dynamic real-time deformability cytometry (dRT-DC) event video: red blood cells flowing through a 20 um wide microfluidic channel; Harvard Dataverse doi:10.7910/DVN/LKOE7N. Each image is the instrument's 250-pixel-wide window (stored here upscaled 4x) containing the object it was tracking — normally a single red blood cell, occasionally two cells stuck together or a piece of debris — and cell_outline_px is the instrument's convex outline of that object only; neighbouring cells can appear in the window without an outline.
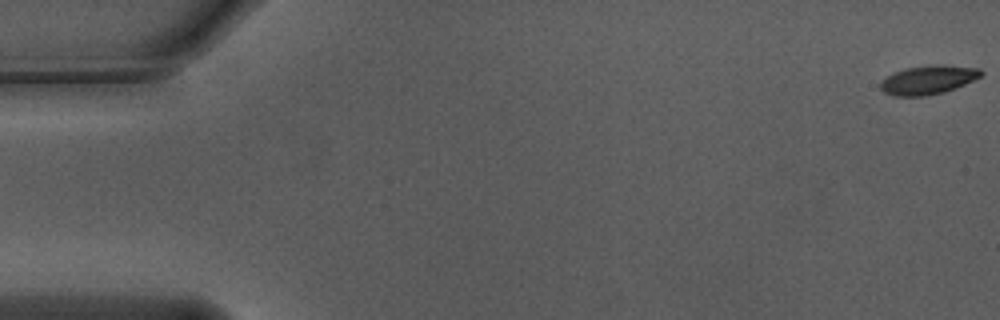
{"species": "Egyptian fruit bat (a non-hibernating species)", "species_latin": "Rousettus aegyptiacus", "temperature_condition": "warm", "stored_images_in_passage": 56, "camera_frame_rate_fps": 3000, "um_per_image_px": 0.085, "animal": {"sex": "male"}, "frame": {"image": 1, "passage_image": 1, "time_ms": 0.0, "image_size_px": [1000, 320], "cell_outline_px": [[984, 72], [980, 76], [964, 84], [944, 92], [924, 96], [892, 96], [884, 92], [880, 88], [880, 80], [904, 68], [928, 64], [944, 64], [980, 68]], "centroid_in_image_um": [78.88, 6.77], "position_along_channel_um": 6.1, "area_um2": 17.05}}
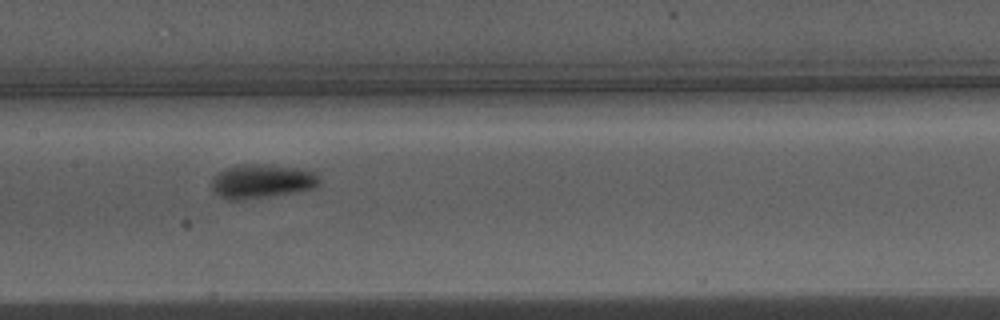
{"frame": {"image": 2, "passage_image": 28, "time_ms": 9.0, "image_size_px": [1000, 320], "cell_outline_px": [[320, 184], [316, 188], [272, 196], [236, 200], [224, 200], [212, 188], [212, 176], [216, 172], [224, 168], [240, 164], [260, 164], [296, 168], [316, 172], [320, 180]], "centroid_in_image_um": [22.23, 15.4], "position_along_channel_um": 185.2, "area_um2": 21.5}}
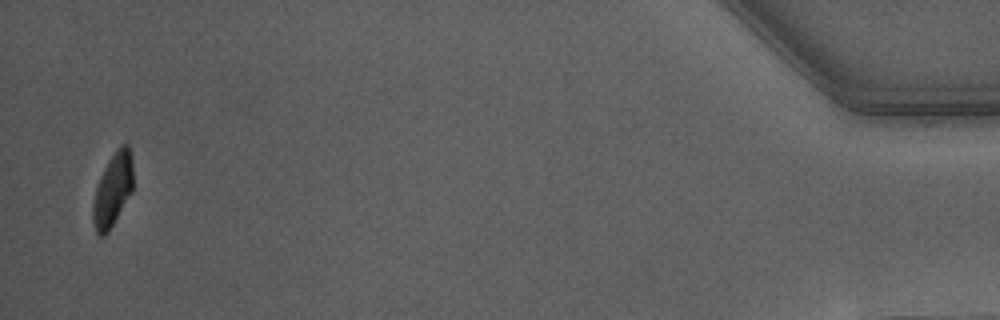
{"frame": {"image": 3, "passage_image": 55, "time_ms": 18.0, "image_size_px": [1000, 320], "cell_outline_px": [[132, 192], [108, 232], [104, 236], [100, 236], [96, 232], [92, 220], [92, 208], [96, 188], [116, 148], [120, 144], [128, 144], [132, 160]], "centroid_in_image_um": [9.59, 16.16], "position_along_channel_um": 425.6, "area_um2": 16.7}, "authors_computed_cell_mechanics": {"area_um2": 18.2359, "velocity_mm_per_s": 3.718, "shape_relaxation_time_tau1_ms": 2.9443, "shape_relaxation_time_tau2_ms": 2.7724, "deformation_change_tau1": 0.1544, "deformation_change_tau2": 0.0693}}